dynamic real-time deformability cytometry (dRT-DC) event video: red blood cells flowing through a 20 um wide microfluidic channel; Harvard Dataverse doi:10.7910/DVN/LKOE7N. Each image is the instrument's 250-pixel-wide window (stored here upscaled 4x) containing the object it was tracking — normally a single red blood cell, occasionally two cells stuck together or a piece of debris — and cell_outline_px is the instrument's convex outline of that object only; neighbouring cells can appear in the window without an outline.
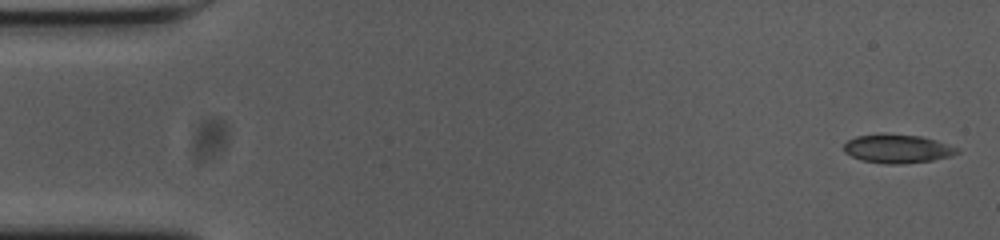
{"species": "common noctule bat (a hibernating species)", "species_latin": "Nyctalus noctula", "temperature_condition": "cold", "stored_images_in_passage": 54, "camera_frame_rate_fps": 3000, "um_per_image_px": 0.085, "animal": {"sex": "female", "body_mass_g": 23.0, "forearm_length_mm": 53.4}, "frame": {"image": 1, "passage_image": 1, "time_ms": 0.0, "image_size_px": [1000, 240], "cell_outline_px": [[960, 152], [952, 156], [932, 160], [896, 164], [888, 164], [860, 160], [844, 152], [844, 144], [848, 140], [856, 136], [920, 136], [936, 140], [960, 148]], "centroid_in_image_um": [76.33, 12.68], "position_along_channel_um": 8.7, "area_um2": 18.26}}
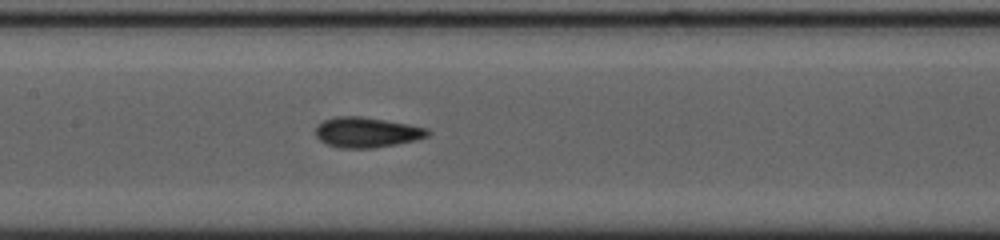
{"frame": {"image": 2, "passage_image": 25, "time_ms": 8.0, "image_size_px": [1000, 240], "cell_outline_px": [[432, 132], [428, 136], [396, 144], [372, 148], [340, 148], [328, 144], [320, 140], [316, 136], [316, 124], [324, 120], [336, 116], [360, 116], [408, 124], [428, 128]], "centroid_in_image_um": [31.15, 11.24], "position_along_channel_um": 176.2, "area_um2": 19.65}}
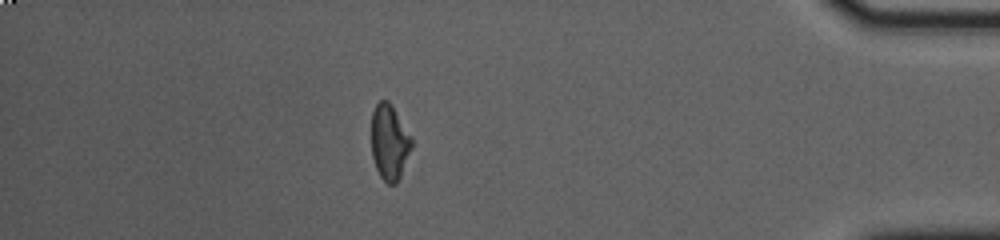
{"frame": {"image": 3, "passage_image": 47, "time_ms": 15.333, "image_size_px": [1000, 240], "cell_outline_px": [[412, 148], [400, 176], [396, 184], [388, 184], [380, 176], [376, 168], [372, 156], [372, 112], [376, 104], [380, 100], [388, 100], [392, 104], [412, 136]], "centroid_in_image_um": [33.12, 12.06], "position_along_channel_um": 402.1, "area_um2": 17.8}, "authors_computed_cell_mechanics": {"area_um2": 18.6694, "velocity_mm_per_s": 3.7131, "shape_relaxation_time_tau1_ms": 4.6843, "shape_relaxation_time_tau2_ms": 2.7129, "deformation_change_tau1": 0.1517, "deformation_change_tau2": 0.0856}}